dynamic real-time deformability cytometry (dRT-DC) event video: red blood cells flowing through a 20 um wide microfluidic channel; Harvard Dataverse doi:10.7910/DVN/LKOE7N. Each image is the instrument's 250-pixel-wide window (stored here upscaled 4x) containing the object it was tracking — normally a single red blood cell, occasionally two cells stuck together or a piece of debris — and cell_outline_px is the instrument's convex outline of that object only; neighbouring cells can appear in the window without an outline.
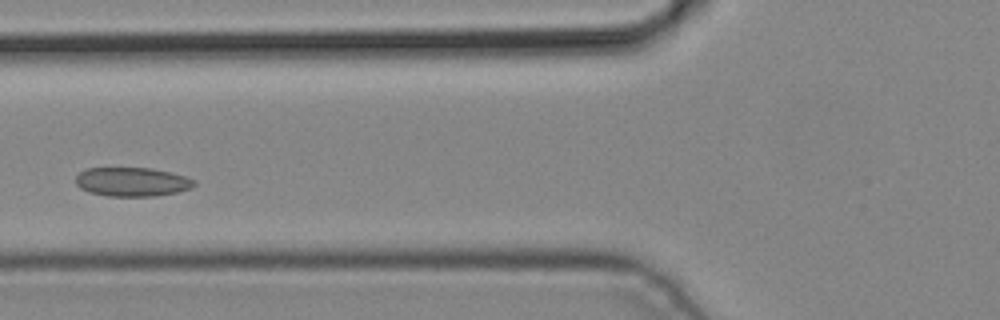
{"species": "common noctule bat (a hibernating species)", "species_latin": "Nyctalus noctula", "temperature_condition": "cold", "stored_images_in_passage": 5, "camera_frame_rate_fps": 3000, "um_per_image_px": 0.085, "animal": {"sex": "male", "body_mass_g": 19.2, "forearm_length_mm": 51.8}, "frame": {"image": 1, "passage_image": 4, "time_ms": 1.0, "image_size_px": [1000, 320], "cell_outline_px": [[196, 184], [192, 188], [176, 192], [156, 196], [108, 196], [88, 192], [80, 188], [76, 184], [76, 176], [84, 168], [152, 168], [172, 172], [196, 180]], "centroid_in_image_um": [11.23, 15.45], "position_along_channel_um": 114.6, "area_um2": 20.17}}
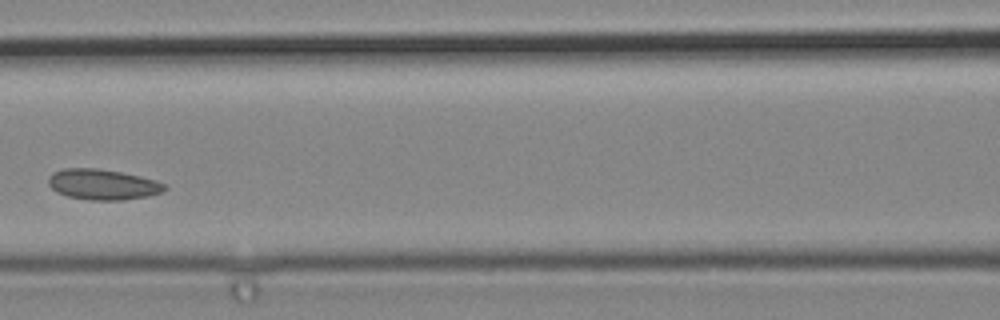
{"frame": {"image": 2, "passage_image": 5, "time_ms": 1.333, "image_size_px": [1000, 320], "cell_outline_px": [[168, 188], [164, 192], [148, 196], [120, 200], [88, 200], [68, 196], [56, 192], [48, 184], [48, 176], [52, 172], [64, 168], [96, 168], [120, 172], [140, 176], [156, 180], [164, 184]], "centroid_in_image_um": [8.72, 15.68], "position_along_channel_um": 157.9, "area_um2": 20.81}}